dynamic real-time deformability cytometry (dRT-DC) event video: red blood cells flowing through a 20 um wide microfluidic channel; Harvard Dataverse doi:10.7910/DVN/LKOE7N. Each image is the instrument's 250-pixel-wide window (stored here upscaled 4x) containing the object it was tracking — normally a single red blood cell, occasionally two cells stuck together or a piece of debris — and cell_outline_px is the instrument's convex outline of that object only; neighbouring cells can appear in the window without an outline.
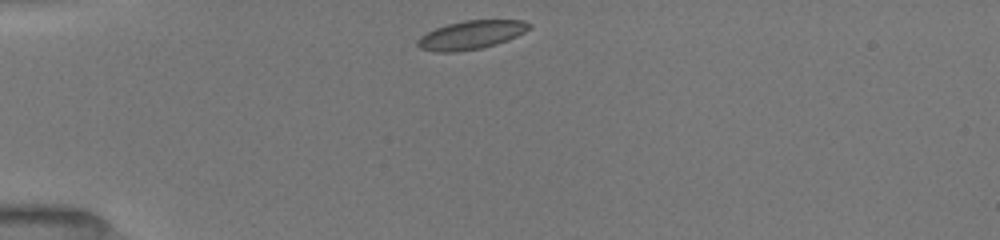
{"species": "common noctule bat (a hibernating species)", "species_latin": "Nyctalus noctula", "temperature_condition": "room temperature", "stored_images_in_passage": 23, "camera_frame_rate_fps": 3000, "um_per_image_px": 0.085, "animal": {"sex": "female", "body_mass_g": 19.5, "forearm_length_mm": 54.1}, "frame": {"image": 1, "passage_image": 1, "time_ms": 0.0, "image_size_px": [1000, 240], "cell_outline_px": [[532, 28], [508, 40], [496, 44], [480, 48], [456, 52], [436, 52], [420, 48], [416, 44], [416, 40], [420, 36], [436, 28], [448, 24], [464, 20], [524, 20], [532, 24]], "centroid_in_image_um": [40.06, 2.96], "position_along_channel_um": 44.9, "area_um2": 18.61}}
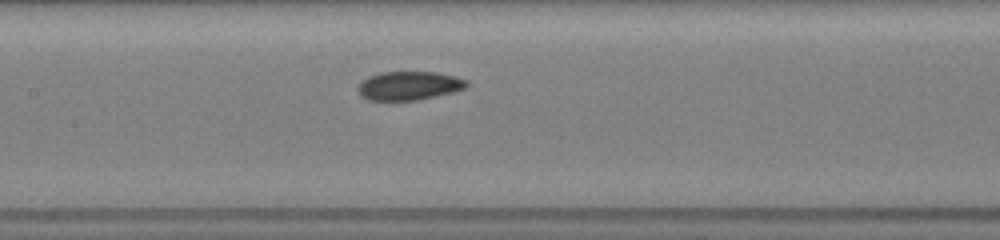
{"frame": {"image": 2, "passage_image": 11, "time_ms": 4.0, "image_size_px": [1000, 240], "cell_outline_px": [[468, 84], [464, 88], [452, 92], [436, 96], [416, 100], [368, 100], [360, 96], [356, 88], [356, 84], [360, 80], [368, 76], [380, 72], [436, 72], [456, 76], [468, 80]], "centroid_in_image_um": [34.7, 7.28], "position_along_channel_um": 172.7, "area_um2": 18.44}}
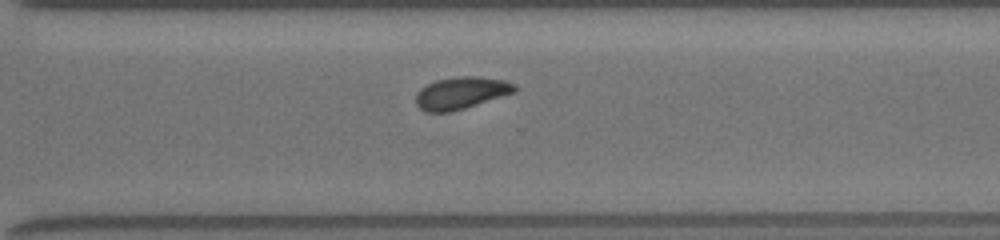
{"frame": {"image": 3, "passage_image": 22, "time_ms": 8.0, "image_size_px": [1000, 240], "cell_outline_px": [[516, 92], [464, 108], [448, 112], [428, 112], [420, 108], [416, 104], [416, 92], [420, 88], [436, 80], [456, 76], [480, 76], [504, 80], [516, 84]], "centroid_in_image_um": [39.2, 7.88], "position_along_channel_um": 331.4, "area_um2": 18.5}}